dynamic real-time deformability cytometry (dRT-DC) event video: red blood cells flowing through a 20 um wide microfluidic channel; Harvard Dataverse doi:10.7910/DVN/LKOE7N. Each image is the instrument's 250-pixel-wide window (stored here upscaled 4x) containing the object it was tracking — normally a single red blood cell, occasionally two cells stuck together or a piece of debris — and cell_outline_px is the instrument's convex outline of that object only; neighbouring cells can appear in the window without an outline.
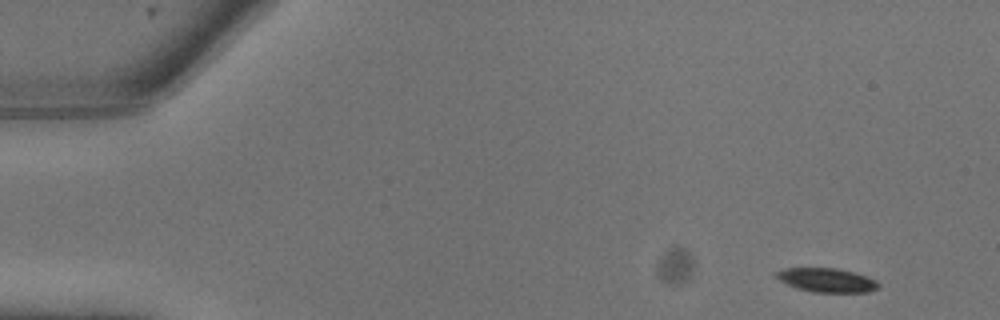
{"species": "common noctule bat (a hibernating species)", "species_latin": "Nyctalus noctula", "temperature_condition": "warm", "stored_images_in_passage": 8, "camera_frame_rate_fps": 3000, "um_per_image_px": 0.085, "animal": {"sex": "male", "body_mass_g": 13.3}, "frame": {"image": 1, "passage_image": 1, "time_ms": 0.0, "image_size_px": [1000, 320], "cell_outline_px": [[880, 288], [868, 292], [812, 292], [796, 288], [780, 280], [772, 272], [784, 268], [836, 268], [868, 276], [876, 280], [880, 284]], "centroid_in_image_um": [70.28, 23.81], "position_along_channel_um": 14.7, "area_um2": 14.39}}
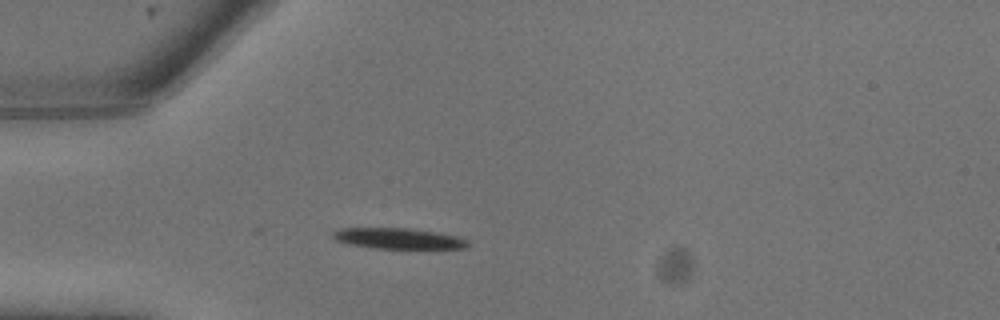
{"frame": {"image": 2, "passage_image": 6, "time_ms": 1.667, "image_size_px": [1000, 320], "cell_outline_px": [[468, 244], [464, 248], [372, 248], [348, 244], [336, 240], [332, 236], [332, 232], [340, 228], [408, 228], [436, 232], [456, 236], [468, 240]], "centroid_in_image_um": [33.8, 20.26], "position_along_channel_um": 51.2, "area_um2": 16.18}}